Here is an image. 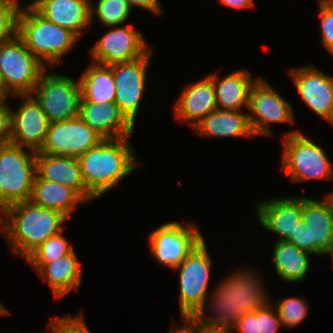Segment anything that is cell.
Wrapping results in <instances>:
<instances>
[{"mask_svg": "<svg viewBox=\"0 0 333 333\" xmlns=\"http://www.w3.org/2000/svg\"><path fill=\"white\" fill-rule=\"evenodd\" d=\"M199 333H235V332L227 328L209 326L203 323H199Z\"/></svg>", "mask_w": 333, "mask_h": 333, "instance_id": "cell-42", "label": "cell"}, {"mask_svg": "<svg viewBox=\"0 0 333 333\" xmlns=\"http://www.w3.org/2000/svg\"><path fill=\"white\" fill-rule=\"evenodd\" d=\"M286 241L295 245L297 248L308 252V236L307 230L304 228V224L293 234H290Z\"/></svg>", "mask_w": 333, "mask_h": 333, "instance_id": "cell-39", "label": "cell"}, {"mask_svg": "<svg viewBox=\"0 0 333 333\" xmlns=\"http://www.w3.org/2000/svg\"><path fill=\"white\" fill-rule=\"evenodd\" d=\"M17 36L46 66H55L79 38L42 17L33 7H22Z\"/></svg>", "mask_w": 333, "mask_h": 333, "instance_id": "cell-4", "label": "cell"}, {"mask_svg": "<svg viewBox=\"0 0 333 333\" xmlns=\"http://www.w3.org/2000/svg\"><path fill=\"white\" fill-rule=\"evenodd\" d=\"M221 4L229 6L231 8L237 9H245L255 7L254 0H219Z\"/></svg>", "mask_w": 333, "mask_h": 333, "instance_id": "cell-41", "label": "cell"}, {"mask_svg": "<svg viewBox=\"0 0 333 333\" xmlns=\"http://www.w3.org/2000/svg\"><path fill=\"white\" fill-rule=\"evenodd\" d=\"M303 102L333 126V77L312 66L289 70Z\"/></svg>", "mask_w": 333, "mask_h": 333, "instance_id": "cell-16", "label": "cell"}, {"mask_svg": "<svg viewBox=\"0 0 333 333\" xmlns=\"http://www.w3.org/2000/svg\"><path fill=\"white\" fill-rule=\"evenodd\" d=\"M235 328L238 333H260L259 309L240 317Z\"/></svg>", "mask_w": 333, "mask_h": 333, "instance_id": "cell-36", "label": "cell"}, {"mask_svg": "<svg viewBox=\"0 0 333 333\" xmlns=\"http://www.w3.org/2000/svg\"><path fill=\"white\" fill-rule=\"evenodd\" d=\"M37 272L49 284L56 298L65 296L73 288H79L83 278L80 261L74 250L53 262L43 264Z\"/></svg>", "mask_w": 333, "mask_h": 333, "instance_id": "cell-25", "label": "cell"}, {"mask_svg": "<svg viewBox=\"0 0 333 333\" xmlns=\"http://www.w3.org/2000/svg\"><path fill=\"white\" fill-rule=\"evenodd\" d=\"M282 140V170L293 182L333 178L324 150L302 132H286Z\"/></svg>", "mask_w": 333, "mask_h": 333, "instance_id": "cell-6", "label": "cell"}, {"mask_svg": "<svg viewBox=\"0 0 333 333\" xmlns=\"http://www.w3.org/2000/svg\"><path fill=\"white\" fill-rule=\"evenodd\" d=\"M178 96L173 107L176 118L189 121L191 127L218 108L215 87L208 76L190 83Z\"/></svg>", "mask_w": 333, "mask_h": 333, "instance_id": "cell-22", "label": "cell"}, {"mask_svg": "<svg viewBox=\"0 0 333 333\" xmlns=\"http://www.w3.org/2000/svg\"><path fill=\"white\" fill-rule=\"evenodd\" d=\"M0 228L6 234L12 251L25 259L49 237L63 231L69 220L57 210L42 207L31 200L4 208Z\"/></svg>", "mask_w": 333, "mask_h": 333, "instance_id": "cell-2", "label": "cell"}, {"mask_svg": "<svg viewBox=\"0 0 333 333\" xmlns=\"http://www.w3.org/2000/svg\"><path fill=\"white\" fill-rule=\"evenodd\" d=\"M151 51L152 48L146 55L132 61L110 65L115 81V103L134 126L146 90Z\"/></svg>", "mask_w": 333, "mask_h": 333, "instance_id": "cell-12", "label": "cell"}, {"mask_svg": "<svg viewBox=\"0 0 333 333\" xmlns=\"http://www.w3.org/2000/svg\"><path fill=\"white\" fill-rule=\"evenodd\" d=\"M256 209L261 226L276 233L278 240H287L290 234L303 225L302 196L265 199L256 205Z\"/></svg>", "mask_w": 333, "mask_h": 333, "instance_id": "cell-18", "label": "cell"}, {"mask_svg": "<svg viewBox=\"0 0 333 333\" xmlns=\"http://www.w3.org/2000/svg\"><path fill=\"white\" fill-rule=\"evenodd\" d=\"M131 8L140 7L149 12L154 13L156 16L162 14L163 9L161 8L159 0H126Z\"/></svg>", "mask_w": 333, "mask_h": 333, "instance_id": "cell-40", "label": "cell"}, {"mask_svg": "<svg viewBox=\"0 0 333 333\" xmlns=\"http://www.w3.org/2000/svg\"><path fill=\"white\" fill-rule=\"evenodd\" d=\"M302 222L309 254H326L333 248V195L324 200L302 196Z\"/></svg>", "mask_w": 333, "mask_h": 333, "instance_id": "cell-17", "label": "cell"}, {"mask_svg": "<svg viewBox=\"0 0 333 333\" xmlns=\"http://www.w3.org/2000/svg\"><path fill=\"white\" fill-rule=\"evenodd\" d=\"M184 324L182 326L174 324L173 329L168 333H199V322L193 315H181Z\"/></svg>", "mask_w": 333, "mask_h": 333, "instance_id": "cell-38", "label": "cell"}, {"mask_svg": "<svg viewBox=\"0 0 333 333\" xmlns=\"http://www.w3.org/2000/svg\"><path fill=\"white\" fill-rule=\"evenodd\" d=\"M8 314H10V312H9V310L8 309H6V307H4L3 305H2V303L0 304V316L2 315H8Z\"/></svg>", "mask_w": 333, "mask_h": 333, "instance_id": "cell-44", "label": "cell"}, {"mask_svg": "<svg viewBox=\"0 0 333 333\" xmlns=\"http://www.w3.org/2000/svg\"><path fill=\"white\" fill-rule=\"evenodd\" d=\"M326 254H329L331 256L332 264H333V248L329 252H327Z\"/></svg>", "mask_w": 333, "mask_h": 333, "instance_id": "cell-46", "label": "cell"}, {"mask_svg": "<svg viewBox=\"0 0 333 333\" xmlns=\"http://www.w3.org/2000/svg\"><path fill=\"white\" fill-rule=\"evenodd\" d=\"M51 333H90L82 312L76 317H55L48 325Z\"/></svg>", "mask_w": 333, "mask_h": 333, "instance_id": "cell-34", "label": "cell"}, {"mask_svg": "<svg viewBox=\"0 0 333 333\" xmlns=\"http://www.w3.org/2000/svg\"><path fill=\"white\" fill-rule=\"evenodd\" d=\"M10 92L6 89L2 77L0 75V104L6 103L7 97H9Z\"/></svg>", "mask_w": 333, "mask_h": 333, "instance_id": "cell-43", "label": "cell"}, {"mask_svg": "<svg viewBox=\"0 0 333 333\" xmlns=\"http://www.w3.org/2000/svg\"><path fill=\"white\" fill-rule=\"evenodd\" d=\"M82 90V102H115V81L110 66L92 63L79 78Z\"/></svg>", "mask_w": 333, "mask_h": 333, "instance_id": "cell-28", "label": "cell"}, {"mask_svg": "<svg viewBox=\"0 0 333 333\" xmlns=\"http://www.w3.org/2000/svg\"><path fill=\"white\" fill-rule=\"evenodd\" d=\"M229 275L210 294V306L213 308L211 313L215 315L205 316V311L193 314L199 323L233 330L231 327H236L240 317L255 312L270 302L263 290L265 288L260 281L261 276L255 274L253 269H238Z\"/></svg>", "mask_w": 333, "mask_h": 333, "instance_id": "cell-1", "label": "cell"}, {"mask_svg": "<svg viewBox=\"0 0 333 333\" xmlns=\"http://www.w3.org/2000/svg\"><path fill=\"white\" fill-rule=\"evenodd\" d=\"M307 302L301 297H285L275 303L283 327H295L308 315Z\"/></svg>", "mask_w": 333, "mask_h": 333, "instance_id": "cell-31", "label": "cell"}, {"mask_svg": "<svg viewBox=\"0 0 333 333\" xmlns=\"http://www.w3.org/2000/svg\"><path fill=\"white\" fill-rule=\"evenodd\" d=\"M131 9L126 0H98L97 5L91 1V24L95 18L93 16L97 15V19L107 27L123 25L128 20Z\"/></svg>", "mask_w": 333, "mask_h": 333, "instance_id": "cell-30", "label": "cell"}, {"mask_svg": "<svg viewBox=\"0 0 333 333\" xmlns=\"http://www.w3.org/2000/svg\"><path fill=\"white\" fill-rule=\"evenodd\" d=\"M321 42L333 56V0H318Z\"/></svg>", "mask_w": 333, "mask_h": 333, "instance_id": "cell-33", "label": "cell"}, {"mask_svg": "<svg viewBox=\"0 0 333 333\" xmlns=\"http://www.w3.org/2000/svg\"><path fill=\"white\" fill-rule=\"evenodd\" d=\"M78 117L103 139L131 137L135 128L115 102H81Z\"/></svg>", "mask_w": 333, "mask_h": 333, "instance_id": "cell-19", "label": "cell"}, {"mask_svg": "<svg viewBox=\"0 0 333 333\" xmlns=\"http://www.w3.org/2000/svg\"><path fill=\"white\" fill-rule=\"evenodd\" d=\"M43 73L31 95L40 104L49 123L71 120L78 117L82 102L79 80L71 77Z\"/></svg>", "mask_w": 333, "mask_h": 333, "instance_id": "cell-8", "label": "cell"}, {"mask_svg": "<svg viewBox=\"0 0 333 333\" xmlns=\"http://www.w3.org/2000/svg\"><path fill=\"white\" fill-rule=\"evenodd\" d=\"M196 134L219 137H253L249 116L243 111L217 108L193 127Z\"/></svg>", "mask_w": 333, "mask_h": 333, "instance_id": "cell-24", "label": "cell"}, {"mask_svg": "<svg viewBox=\"0 0 333 333\" xmlns=\"http://www.w3.org/2000/svg\"><path fill=\"white\" fill-rule=\"evenodd\" d=\"M42 207L57 210L68 219L72 217L77 205L87 203L75 190L58 182L34 178L33 190L30 199Z\"/></svg>", "mask_w": 333, "mask_h": 333, "instance_id": "cell-26", "label": "cell"}, {"mask_svg": "<svg viewBox=\"0 0 333 333\" xmlns=\"http://www.w3.org/2000/svg\"><path fill=\"white\" fill-rule=\"evenodd\" d=\"M62 231L49 237L25 260L37 271L43 264L53 262L74 250L73 245L62 235Z\"/></svg>", "mask_w": 333, "mask_h": 333, "instance_id": "cell-29", "label": "cell"}, {"mask_svg": "<svg viewBox=\"0 0 333 333\" xmlns=\"http://www.w3.org/2000/svg\"><path fill=\"white\" fill-rule=\"evenodd\" d=\"M292 106L266 79L259 77L249 93L248 114L254 135L272 136L271 123H294ZM252 114V115H251Z\"/></svg>", "mask_w": 333, "mask_h": 333, "instance_id": "cell-11", "label": "cell"}, {"mask_svg": "<svg viewBox=\"0 0 333 333\" xmlns=\"http://www.w3.org/2000/svg\"><path fill=\"white\" fill-rule=\"evenodd\" d=\"M40 0H32L30 3H28L26 6L24 7H33L37 2H39Z\"/></svg>", "mask_w": 333, "mask_h": 333, "instance_id": "cell-45", "label": "cell"}, {"mask_svg": "<svg viewBox=\"0 0 333 333\" xmlns=\"http://www.w3.org/2000/svg\"><path fill=\"white\" fill-rule=\"evenodd\" d=\"M104 33L91 49V58L94 63L110 66L116 63L129 62L146 55L151 48L143 34L128 26H114Z\"/></svg>", "mask_w": 333, "mask_h": 333, "instance_id": "cell-14", "label": "cell"}, {"mask_svg": "<svg viewBox=\"0 0 333 333\" xmlns=\"http://www.w3.org/2000/svg\"><path fill=\"white\" fill-rule=\"evenodd\" d=\"M35 157L36 152L21 146L0 145V211L31 199L36 176Z\"/></svg>", "mask_w": 333, "mask_h": 333, "instance_id": "cell-5", "label": "cell"}, {"mask_svg": "<svg viewBox=\"0 0 333 333\" xmlns=\"http://www.w3.org/2000/svg\"><path fill=\"white\" fill-rule=\"evenodd\" d=\"M129 138L103 139L78 157L86 188L96 199L142 165L137 161Z\"/></svg>", "mask_w": 333, "mask_h": 333, "instance_id": "cell-3", "label": "cell"}, {"mask_svg": "<svg viewBox=\"0 0 333 333\" xmlns=\"http://www.w3.org/2000/svg\"><path fill=\"white\" fill-rule=\"evenodd\" d=\"M36 175L75 190L87 203L96 199L86 188L78 158L36 152Z\"/></svg>", "mask_w": 333, "mask_h": 333, "instance_id": "cell-20", "label": "cell"}, {"mask_svg": "<svg viewBox=\"0 0 333 333\" xmlns=\"http://www.w3.org/2000/svg\"><path fill=\"white\" fill-rule=\"evenodd\" d=\"M19 0H0V45L17 36ZM20 6V7H19Z\"/></svg>", "mask_w": 333, "mask_h": 333, "instance_id": "cell-32", "label": "cell"}, {"mask_svg": "<svg viewBox=\"0 0 333 333\" xmlns=\"http://www.w3.org/2000/svg\"><path fill=\"white\" fill-rule=\"evenodd\" d=\"M91 0H40L33 8L46 20L61 26L78 38L91 25Z\"/></svg>", "mask_w": 333, "mask_h": 333, "instance_id": "cell-21", "label": "cell"}, {"mask_svg": "<svg viewBox=\"0 0 333 333\" xmlns=\"http://www.w3.org/2000/svg\"><path fill=\"white\" fill-rule=\"evenodd\" d=\"M212 260L203 239L173 270H179L181 315L204 311L209 288Z\"/></svg>", "mask_w": 333, "mask_h": 333, "instance_id": "cell-9", "label": "cell"}, {"mask_svg": "<svg viewBox=\"0 0 333 333\" xmlns=\"http://www.w3.org/2000/svg\"><path fill=\"white\" fill-rule=\"evenodd\" d=\"M46 68L18 36L0 45V75L12 96L31 94Z\"/></svg>", "mask_w": 333, "mask_h": 333, "instance_id": "cell-7", "label": "cell"}, {"mask_svg": "<svg viewBox=\"0 0 333 333\" xmlns=\"http://www.w3.org/2000/svg\"><path fill=\"white\" fill-rule=\"evenodd\" d=\"M10 106L0 104V145L9 143L10 140Z\"/></svg>", "mask_w": 333, "mask_h": 333, "instance_id": "cell-37", "label": "cell"}, {"mask_svg": "<svg viewBox=\"0 0 333 333\" xmlns=\"http://www.w3.org/2000/svg\"><path fill=\"white\" fill-rule=\"evenodd\" d=\"M215 87L217 107L223 110L243 111L249 106V93L257 78H253L246 69H240L222 78L217 73L207 75Z\"/></svg>", "mask_w": 333, "mask_h": 333, "instance_id": "cell-23", "label": "cell"}, {"mask_svg": "<svg viewBox=\"0 0 333 333\" xmlns=\"http://www.w3.org/2000/svg\"><path fill=\"white\" fill-rule=\"evenodd\" d=\"M272 261L279 277L285 282L304 280L310 268V255L286 240H276L273 245Z\"/></svg>", "mask_w": 333, "mask_h": 333, "instance_id": "cell-27", "label": "cell"}, {"mask_svg": "<svg viewBox=\"0 0 333 333\" xmlns=\"http://www.w3.org/2000/svg\"><path fill=\"white\" fill-rule=\"evenodd\" d=\"M22 99L15 111L10 108L9 143L39 152L45 142L49 121L40 104L31 94L13 95Z\"/></svg>", "mask_w": 333, "mask_h": 333, "instance_id": "cell-15", "label": "cell"}, {"mask_svg": "<svg viewBox=\"0 0 333 333\" xmlns=\"http://www.w3.org/2000/svg\"><path fill=\"white\" fill-rule=\"evenodd\" d=\"M170 221L155 229L148 236L151 253L158 263L176 268L204 239L199 227L183 220Z\"/></svg>", "mask_w": 333, "mask_h": 333, "instance_id": "cell-10", "label": "cell"}, {"mask_svg": "<svg viewBox=\"0 0 333 333\" xmlns=\"http://www.w3.org/2000/svg\"><path fill=\"white\" fill-rule=\"evenodd\" d=\"M102 140L98 133L76 117L50 123L45 142L38 153L78 158Z\"/></svg>", "mask_w": 333, "mask_h": 333, "instance_id": "cell-13", "label": "cell"}, {"mask_svg": "<svg viewBox=\"0 0 333 333\" xmlns=\"http://www.w3.org/2000/svg\"><path fill=\"white\" fill-rule=\"evenodd\" d=\"M273 306L269 302L259 309L260 333H278L280 326H283L279 313L275 305Z\"/></svg>", "mask_w": 333, "mask_h": 333, "instance_id": "cell-35", "label": "cell"}]
</instances>
